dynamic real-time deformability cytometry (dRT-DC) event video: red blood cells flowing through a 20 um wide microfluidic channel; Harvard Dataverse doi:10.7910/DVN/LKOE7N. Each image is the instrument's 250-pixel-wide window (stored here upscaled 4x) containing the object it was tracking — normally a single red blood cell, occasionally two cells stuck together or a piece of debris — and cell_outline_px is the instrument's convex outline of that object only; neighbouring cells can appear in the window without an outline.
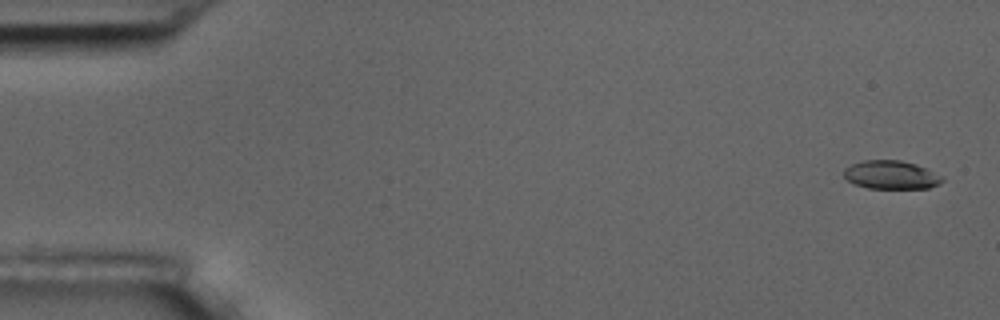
{"species": "common noctule bat (a hibernating species)", "species_latin": "Nyctalus noctula", "temperature_condition": "room temperature", "stored_images_in_passage": 5, "camera_frame_rate_fps": 3000, "um_per_image_px": 0.085, "animal": {"sex": "male", "body_mass_g": 17.5, "forearm_length_mm": 52.3}, "frame": {"image": 1, "passage_image": 1, "time_ms": 0.0, "image_size_px": [1000, 320], "cell_outline_px": [[944, 180], [940, 184], [928, 188], [868, 188], [852, 184], [844, 176], [844, 168], [852, 164], [864, 160], [900, 160], [916, 164], [944, 176]], "centroid_in_image_um": [75.76, 14.86], "position_along_channel_um": 9.2, "area_um2": 16.42}}
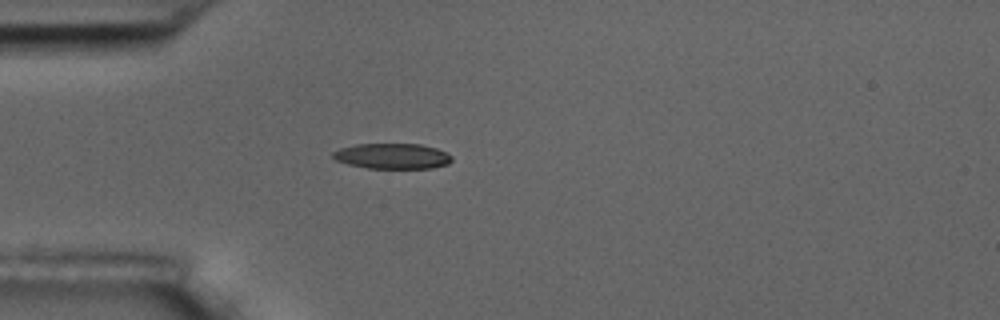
{"frame": {"image": 2, "passage_image": 5, "time_ms": 4.667, "image_size_px": [1000, 320], "cell_outline_px": [[452, 160], [448, 164], [432, 168], [368, 168], [348, 164], [336, 160], [332, 156], [332, 152], [340, 148], [356, 144], [420, 144], [436, 148], [452, 156]], "centroid_in_image_um": [33.34, 13.27], "position_along_channel_um": 51.7, "area_um2": 17.57}}